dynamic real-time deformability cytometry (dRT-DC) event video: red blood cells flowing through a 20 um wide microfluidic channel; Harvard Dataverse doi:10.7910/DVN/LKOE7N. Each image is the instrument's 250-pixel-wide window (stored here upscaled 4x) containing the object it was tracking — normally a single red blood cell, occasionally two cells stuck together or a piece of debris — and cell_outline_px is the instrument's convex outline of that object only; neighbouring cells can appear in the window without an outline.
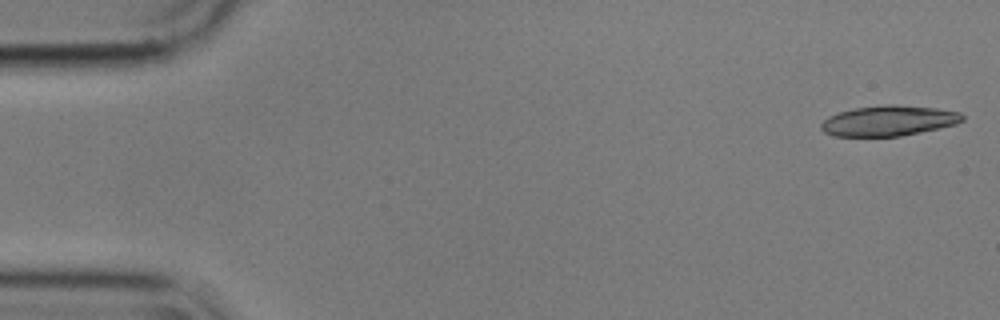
{"species": "common noctule bat (a hibernating species)", "species_latin": "Nyctalus noctula", "temperature_condition": "cold", "stored_images_in_passage": 18, "camera_frame_rate_fps": 3000, "um_per_image_px": 0.085, "animal": {"sex": "male", "body_mass_g": 17.9}, "frame": {"image": 1, "passage_image": 1, "time_ms": 0.0, "image_size_px": [1000, 320], "cell_outline_px": [[964, 120], [956, 124], [920, 132], [900, 136], [832, 136], [824, 132], [820, 128], [820, 124], [828, 116], [840, 112], [856, 108], [888, 104], [896, 104], [936, 108], [960, 112], [964, 116]], "centroid_in_image_um": [75.53, 10.26], "position_along_channel_um": 9.5, "area_um2": 24.97}}
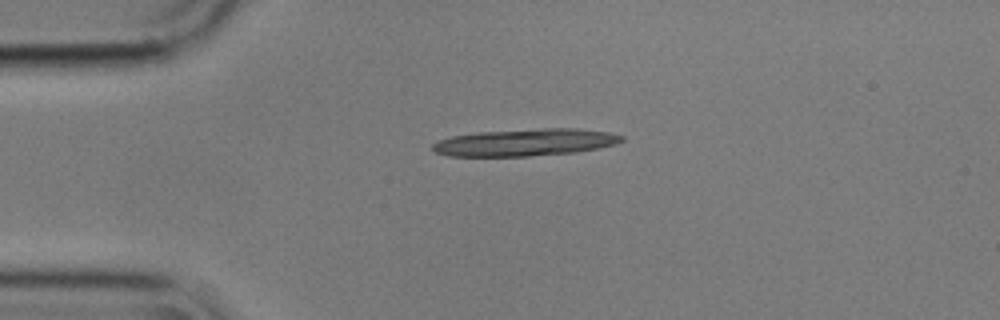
{"frame": {"image": 2, "passage_image": 12, "time_ms": 3.667, "image_size_px": [1000, 320], "cell_outline_px": [[624, 140], [616, 144], [576, 152], [528, 156], [448, 156], [436, 152], [432, 148], [432, 144], [436, 140], [452, 136], [480, 132], [544, 128], [576, 128], [608, 132], [624, 136]], "centroid_in_image_um": [44.63, 12.1], "position_along_channel_um": 40.4, "area_um2": 29.82}}